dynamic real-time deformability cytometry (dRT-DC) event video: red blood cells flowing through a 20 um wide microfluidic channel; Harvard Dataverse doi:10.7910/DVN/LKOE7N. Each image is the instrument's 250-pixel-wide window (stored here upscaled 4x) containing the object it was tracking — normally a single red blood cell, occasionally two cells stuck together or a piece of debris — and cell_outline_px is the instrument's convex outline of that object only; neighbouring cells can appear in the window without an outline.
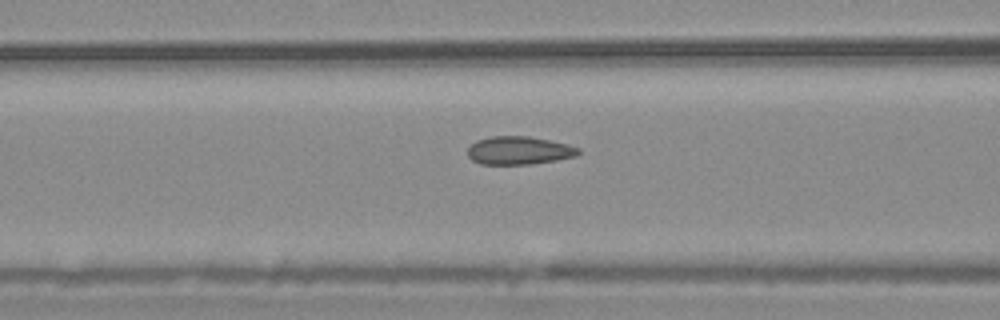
{"species": "common noctule bat (a hibernating species)", "species_latin": "Nyctalus noctula", "temperature_condition": "warm", "stored_images_in_passage": 56, "camera_frame_rate_fps": 3000, "um_per_image_px": 0.085, "animal": {"sex": "male", "body_mass_g": 20.4}, "frame": {"image": 1, "passage_image": 23, "time_ms": 7.333, "image_size_px": [1000, 320], "cell_outline_px": [[580, 152], [576, 156], [556, 160], [532, 164], [480, 164], [472, 160], [468, 156], [468, 148], [476, 140], [492, 136], [528, 136], [568, 144], [580, 148]], "centroid_in_image_um": [44.11, 12.79], "position_along_channel_um": 122.5, "area_um2": 18.15}}
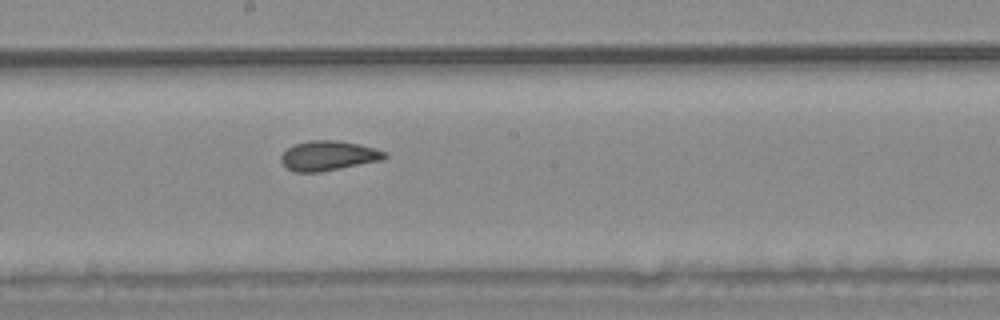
{"frame": {"image": 2, "passage_image": 31, "time_ms": 10.0, "image_size_px": [1000, 320], "cell_outline_px": [[388, 156], [384, 160], [320, 172], [296, 172], [288, 168], [280, 160], [280, 156], [288, 148], [296, 144], [308, 140], [336, 140], [360, 144], [388, 152]], "centroid_in_image_um": [27.96, 13.23], "position_along_channel_um": 220.2, "area_um2": 18.03}}
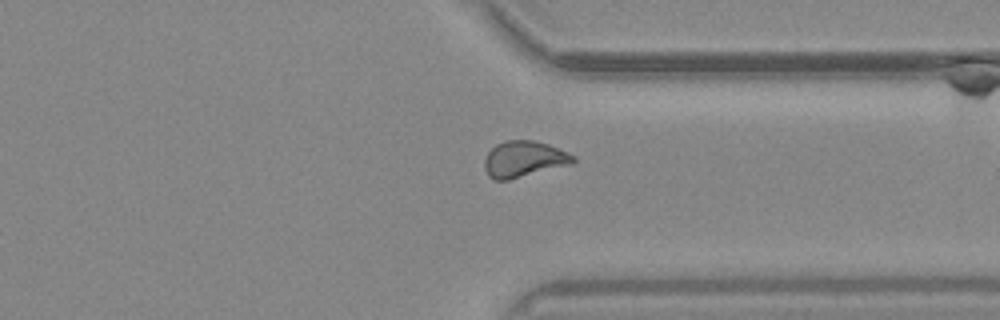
{"frame": {"image": 3, "passage_image": 43, "time_ms": 14.0, "image_size_px": [1000, 320], "cell_outline_px": [[576, 160], [572, 164], [508, 180], [496, 180], [488, 176], [484, 168], [484, 160], [488, 152], [496, 144], [504, 140], [532, 140], [548, 144], [568, 152], [576, 156]], "centroid_in_image_um": [44.53, 13.52], "position_along_channel_um": 366.9, "area_um2": 18.79}}